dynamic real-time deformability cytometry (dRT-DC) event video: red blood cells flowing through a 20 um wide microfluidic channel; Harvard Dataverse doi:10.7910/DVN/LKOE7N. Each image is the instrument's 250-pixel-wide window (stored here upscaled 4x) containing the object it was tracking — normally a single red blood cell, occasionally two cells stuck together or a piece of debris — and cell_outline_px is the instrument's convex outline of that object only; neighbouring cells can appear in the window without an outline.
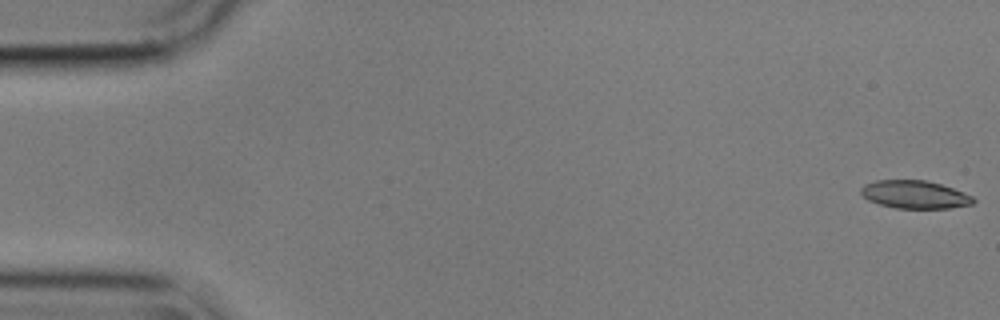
{"species": "common noctule bat (a hibernating species)", "species_latin": "Nyctalus noctula", "temperature_condition": "cold", "stored_images_in_passage": 56, "camera_frame_rate_fps": 3000, "um_per_image_px": 0.085, "animal": {"sex": "male", "body_mass_g": 17.9}, "frame": {"image": 1, "passage_image": 1, "time_ms": 0.0, "image_size_px": [1000, 320], "cell_outline_px": [[976, 200], [972, 204], [948, 208], [896, 208], [880, 204], [868, 200], [860, 192], [860, 188], [864, 184], [876, 180], [924, 180], [940, 184], [964, 192], [972, 196]], "centroid_in_image_um": [77.74, 16.53], "position_along_channel_um": 7.3, "area_um2": 18.21}}
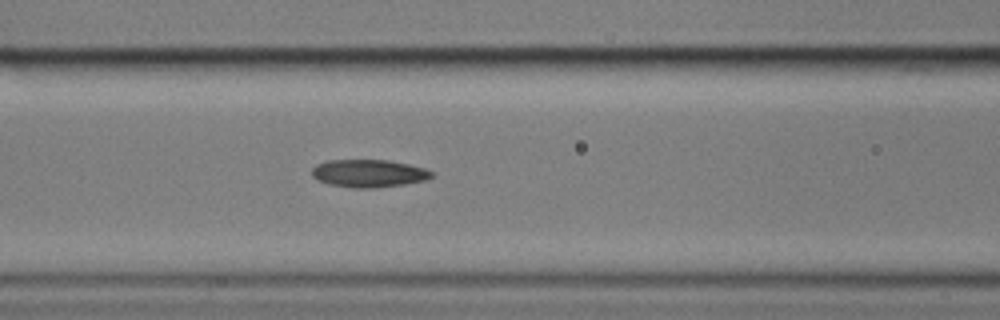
{"frame": {"image": 2, "passage_image": 23, "time_ms": 7.333, "image_size_px": [1000, 320], "cell_outline_px": [[432, 176], [424, 180], [404, 184], [376, 188], [352, 188], [328, 184], [312, 176], [312, 168], [316, 164], [328, 160], [388, 160], [408, 164], [424, 168], [432, 172]], "centroid_in_image_um": [31.31, 14.73], "position_along_channel_um": 135.3, "area_um2": 19.25}}
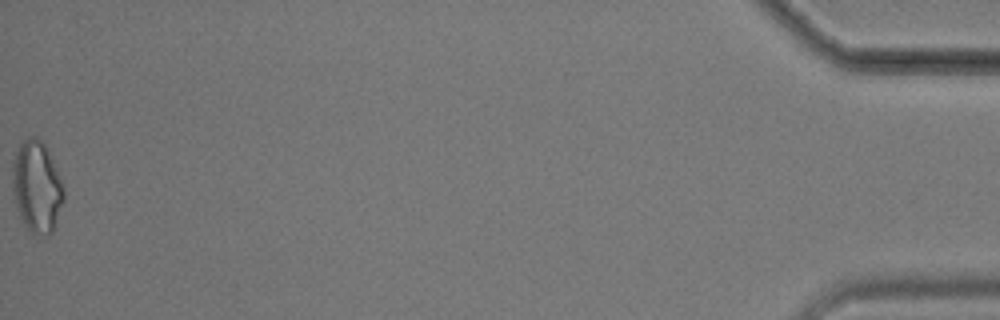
{"frame": {"image": 3, "passage_image": 56, "time_ms": 18.333, "image_size_px": [1000, 320], "cell_outline_px": [[64, 200], [52, 232], [48, 236], [44, 236], [32, 232], [24, 224], [20, 216], [12, 192], [12, 160], [20, 144], [28, 136], [36, 136], [44, 144], [56, 168], [64, 188]], "centroid_in_image_um": [3.11, 15.87], "position_along_channel_um": 432.1, "area_um2": 27.28}, "authors_computed_cell_mechanics": {"area_um2": 19.3052, "velocity_mm_per_s": 3.5893, "shape_relaxation_time_tau1_ms": 11.1718, "shape_relaxation_time_tau2_ms": 5.7293, "deformation_change_tau1": 0.251, "deformation_change_tau2": 0.1501}}